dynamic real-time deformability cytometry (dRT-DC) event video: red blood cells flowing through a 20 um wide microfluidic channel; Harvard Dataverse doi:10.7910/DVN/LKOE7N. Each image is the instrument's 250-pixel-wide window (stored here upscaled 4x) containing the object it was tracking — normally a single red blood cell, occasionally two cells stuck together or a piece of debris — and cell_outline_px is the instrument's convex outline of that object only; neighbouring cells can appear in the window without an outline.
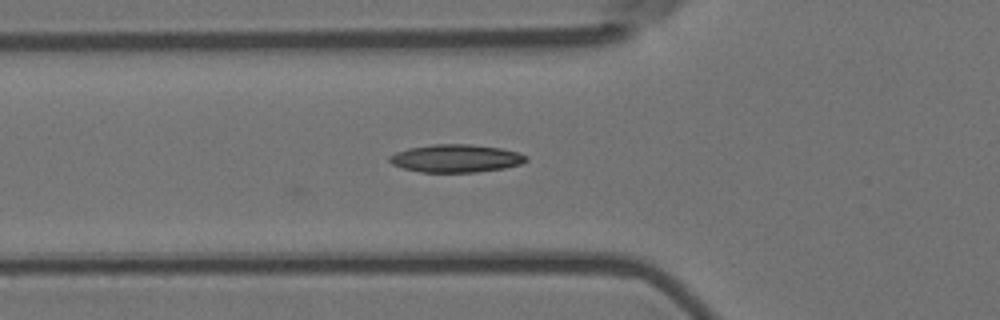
{"species": "Egyptian fruit bat (a non-hibernating species)", "species_latin": "Rousettus aegyptiacus", "temperature_condition": "room temperature", "stored_images_in_passage": 18, "camera_frame_rate_fps": 3000, "um_per_image_px": 0.085, "animal": {"sex": "female"}, "frame": {"image": 1, "passage_image": 18, "time_ms": 5.667, "image_size_px": [1000, 320], "cell_outline_px": [[528, 160], [520, 164], [504, 168], [476, 172], [420, 172], [404, 168], [392, 164], [388, 160], [388, 156], [396, 152], [408, 148], [432, 144], [468, 144], [500, 148], [516, 152], [528, 156]], "centroid_in_image_um": [38.73, 13.46], "position_along_channel_um": 87.1, "area_um2": 22.14}}